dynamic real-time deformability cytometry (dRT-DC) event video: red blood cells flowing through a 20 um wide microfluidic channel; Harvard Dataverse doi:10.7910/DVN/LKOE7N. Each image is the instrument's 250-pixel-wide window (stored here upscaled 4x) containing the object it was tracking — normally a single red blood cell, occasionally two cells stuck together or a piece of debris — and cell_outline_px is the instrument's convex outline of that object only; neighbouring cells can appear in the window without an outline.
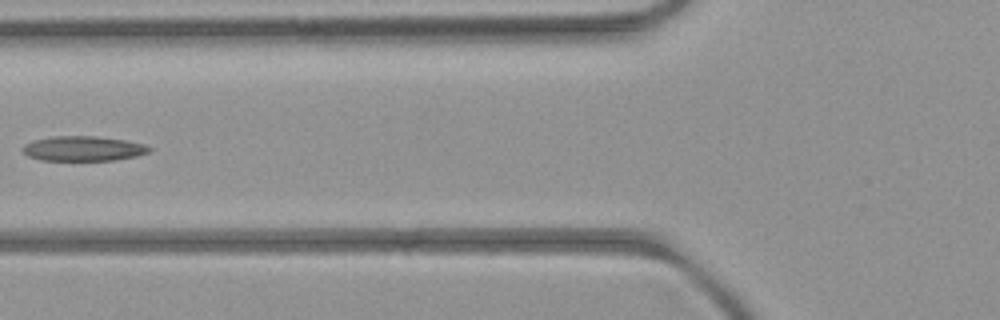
{"species": "common noctule bat (a hibernating species)", "species_latin": "Nyctalus noctula", "temperature_condition": "room temperature", "stored_images_in_passage": 6, "camera_frame_rate_fps": 3000, "um_per_image_px": 0.085, "animal": {"sex": "female", "body_mass_g": 21.9}, "frame": {"image": 1, "passage_image": 6, "time_ms": 5.333, "image_size_px": [1000, 320], "cell_outline_px": [[152, 148], [148, 152], [136, 156], [112, 160], [40, 160], [28, 156], [20, 148], [24, 144], [32, 140], [52, 136], [96, 136], [124, 140], [144, 144]], "centroid_in_image_um": [7.02, 12.62], "position_along_channel_um": 118.8, "area_um2": 18.32}}